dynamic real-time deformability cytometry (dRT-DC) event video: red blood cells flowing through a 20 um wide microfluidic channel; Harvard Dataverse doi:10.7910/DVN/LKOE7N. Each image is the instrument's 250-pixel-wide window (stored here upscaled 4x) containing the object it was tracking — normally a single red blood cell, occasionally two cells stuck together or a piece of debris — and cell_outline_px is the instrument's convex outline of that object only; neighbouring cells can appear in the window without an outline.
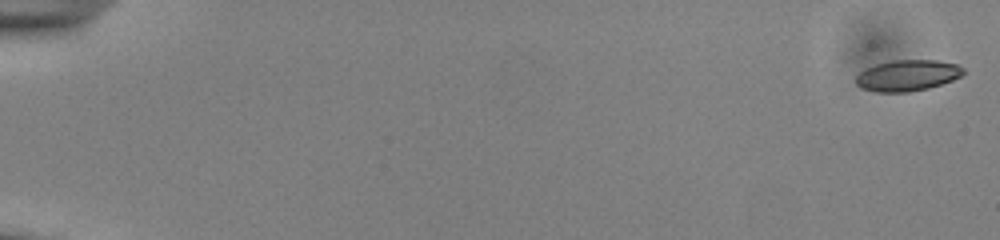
{"species": "common noctule bat (a hibernating species)", "species_latin": "Nyctalus noctula", "temperature_condition": "cold", "stored_images_in_passage": 55, "camera_frame_rate_fps": 3000, "um_per_image_px": 0.085, "animal": {"sex": "male", "body_mass_g": 13.0, "forearm_length_mm": 53.1}, "frame": {"image": 1, "passage_image": 1, "time_ms": 0.0, "image_size_px": [1000, 240], "cell_outline_px": [[964, 72], [960, 76], [952, 80], [928, 88], [908, 92], [876, 92], [864, 88], [856, 84], [856, 76], [860, 72], [876, 64], [892, 60], [936, 60], [956, 64], [964, 68]], "centroid_in_image_um": [77.14, 6.41], "position_along_channel_um": 7.9, "area_um2": 19.25}}
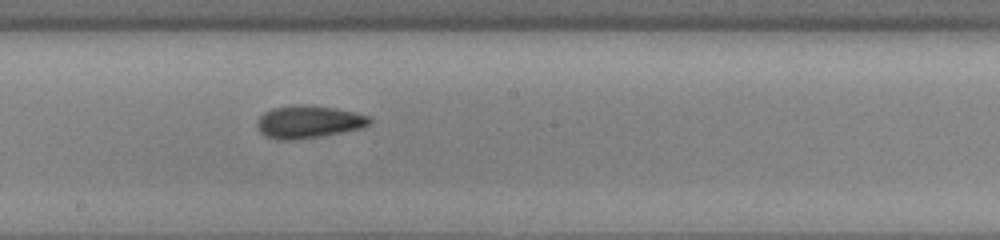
{"frame": {"image": 2, "passage_image": 32, "time_ms": 10.333, "image_size_px": [1000, 240], "cell_outline_px": [[372, 120], [364, 128], [344, 132], [296, 140], [276, 140], [264, 136], [260, 132], [256, 124], [260, 116], [264, 112], [272, 108], [336, 108], [368, 116]], "centroid_in_image_um": [26.22, 10.43], "position_along_channel_um": 222.0, "area_um2": 20.52}}
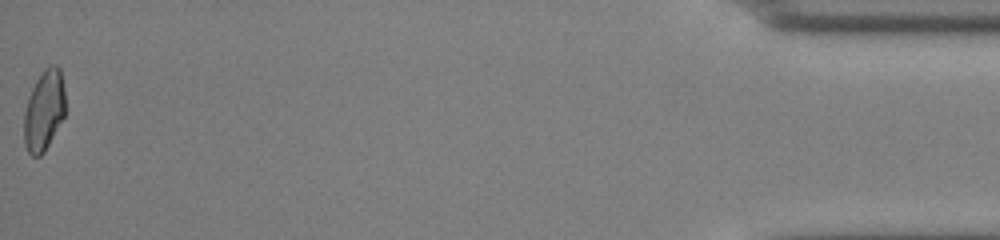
{"frame": {"image": 3, "passage_image": 55, "time_ms": 18.0, "image_size_px": [1000, 240], "cell_outline_px": [[64, 116], [44, 152], [40, 156], [32, 156], [28, 152], [24, 144], [24, 112], [32, 88], [36, 80], [44, 68], [52, 64], [56, 64], [60, 68], [64, 88]], "centroid_in_image_um": [3.74, 9.38], "position_along_channel_um": 431.5, "area_um2": 19.25}, "authors_computed_cell_mechanics": {"area_um2": 19.941, "velocity_mm_per_s": 3.867, "shape_relaxation_time_tau1_ms": 11.2939, "shape_relaxation_time_tau2_ms": 3.7613, "deformation_change_tau1": 0.2025, "deformation_change_tau2": 0.1042}}